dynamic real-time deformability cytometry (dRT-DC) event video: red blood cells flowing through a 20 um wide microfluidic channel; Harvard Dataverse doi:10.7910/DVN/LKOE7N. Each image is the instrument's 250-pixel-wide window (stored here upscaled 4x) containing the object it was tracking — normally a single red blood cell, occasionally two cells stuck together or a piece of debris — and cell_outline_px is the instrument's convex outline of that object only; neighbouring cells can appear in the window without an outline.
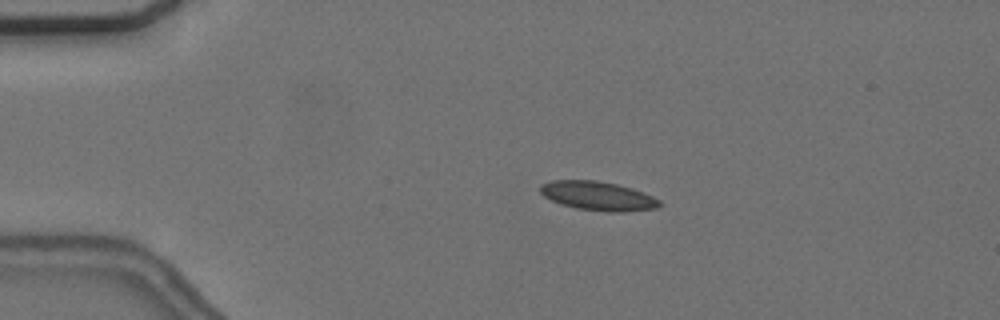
{"species": "common noctule bat (a hibernating species)", "species_latin": "Nyctalus noctula", "temperature_condition": "cold", "stored_images_in_passage": 4, "camera_frame_rate_fps": 3000, "um_per_image_px": 0.085, "animal": {"sex": "female", "body_mass_g": 24.6, "forearm_length_mm": 56.2}, "frame": {"image": 1, "passage_image": 3, "time_ms": 3.333, "image_size_px": [1000, 320], "cell_outline_px": [[664, 204], [656, 208], [624, 212], [608, 212], [576, 208], [560, 204], [544, 196], [540, 192], [540, 184], [552, 180], [596, 180], [616, 184], [632, 188], [652, 196], [660, 200]], "centroid_in_image_um": [50.83, 16.66], "position_along_channel_um": 34.2, "area_um2": 20.23}}